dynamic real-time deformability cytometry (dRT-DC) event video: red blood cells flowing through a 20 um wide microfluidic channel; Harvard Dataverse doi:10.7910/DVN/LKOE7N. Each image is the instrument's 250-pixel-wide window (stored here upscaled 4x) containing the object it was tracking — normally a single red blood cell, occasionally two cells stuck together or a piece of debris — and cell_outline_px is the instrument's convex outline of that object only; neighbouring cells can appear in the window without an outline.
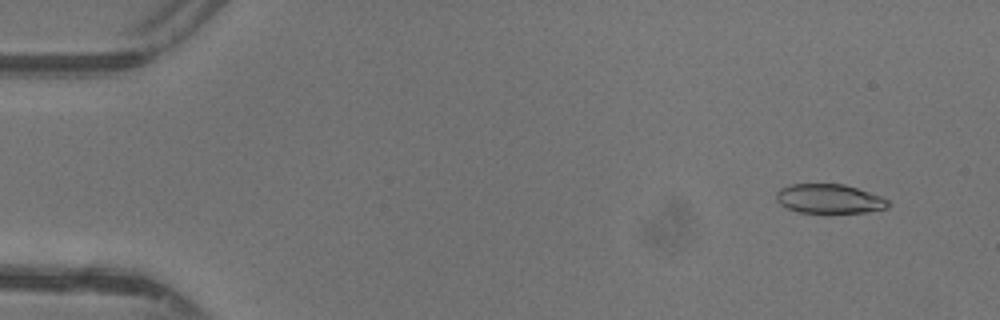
{"species": "common noctule bat (a hibernating species)", "species_latin": "Nyctalus noctula", "temperature_condition": "warm", "stored_images_in_passage": 48, "camera_frame_rate_fps": 3000, "um_per_image_px": 0.085, "animal": {"sex": "female"}, "frame": {"image": 1, "passage_image": 4, "time_ms": 1.0, "image_size_px": [1000, 320], "cell_outline_px": [[892, 204], [888, 208], [864, 212], [796, 212], [780, 204], [776, 200], [776, 192], [780, 188], [792, 184], [844, 184], [880, 196], [888, 200]], "centroid_in_image_um": [70.48, 16.89], "position_along_channel_um": 14.5, "area_um2": 18.96}}
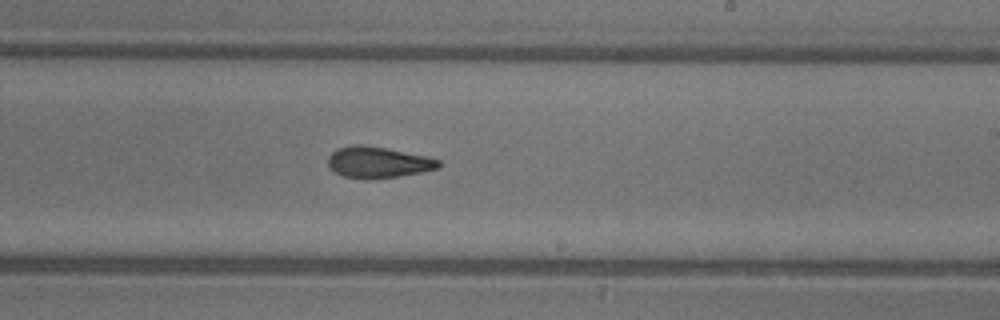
{"frame": {"image": 2, "passage_image": 29, "time_ms": 9.333, "image_size_px": [1000, 320], "cell_outline_px": [[440, 168], [424, 172], [400, 176], [372, 180], [344, 176], [328, 168], [328, 156], [336, 148], [352, 144], [364, 144], [428, 156], [440, 160]], "centroid_in_image_um": [32.14, 13.79], "position_along_channel_um": 256.9, "area_um2": 20.52}}
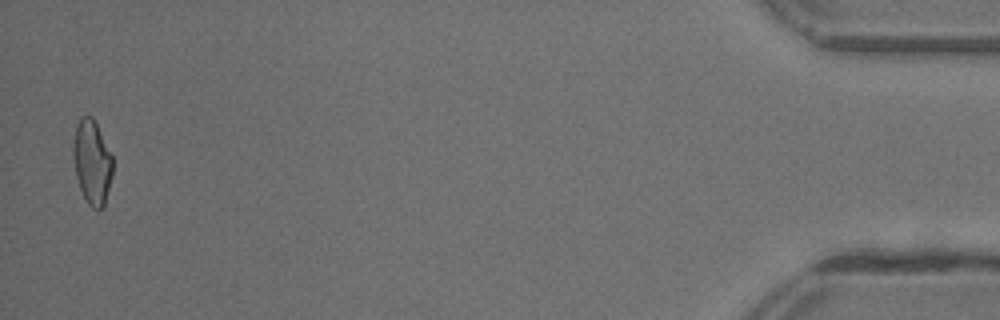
{"frame": {"image": 3, "passage_image": 47, "time_ms": 15.333, "image_size_px": [1000, 320], "cell_outline_px": [[112, 176], [104, 208], [92, 208], [88, 204], [80, 188], [76, 176], [72, 156], [72, 148], [76, 124], [80, 116], [92, 116], [112, 156]], "centroid_in_image_um": [7.81, 13.78], "position_along_channel_um": 427.4, "area_um2": 19.36}, "authors_computed_cell_mechanics": {"area_um2": 19.9699, "velocity_mm_per_s": 4.3996, "shape_relaxation_time_tau1_ms": null, "shape_relaxation_time_tau2_ms": 2.5848, "deformation_change_tau1": null, "deformation_change_tau2": 0.1045}}